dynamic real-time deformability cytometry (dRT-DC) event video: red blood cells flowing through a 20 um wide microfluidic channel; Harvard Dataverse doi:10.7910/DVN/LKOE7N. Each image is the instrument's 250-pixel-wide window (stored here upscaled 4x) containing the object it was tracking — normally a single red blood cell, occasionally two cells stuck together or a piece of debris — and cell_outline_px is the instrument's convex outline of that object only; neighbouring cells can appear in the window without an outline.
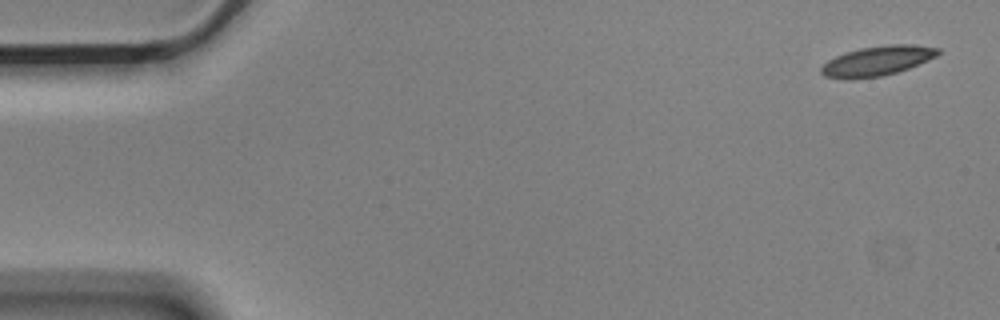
{"species": "Egyptian fruit bat (a non-hibernating species)", "species_latin": "Rousettus aegyptiacus", "temperature_condition": "cold", "stored_images_in_passage": 5, "camera_frame_rate_fps": 3000, "um_per_image_px": 0.085, "animal": {"sex": "male"}, "frame": {"image": 1, "passage_image": 1, "time_ms": 0.0, "image_size_px": [1000, 320], "cell_outline_px": [[940, 52], [936, 56], [928, 60], [908, 68], [896, 72], [880, 76], [848, 80], [824, 76], [820, 72], [820, 68], [828, 60], [836, 56], [860, 48], [888, 44], [916, 44], [940, 48]], "centroid_in_image_um": [74.56, 5.17], "position_along_channel_um": 10.4, "area_um2": 20.23}}
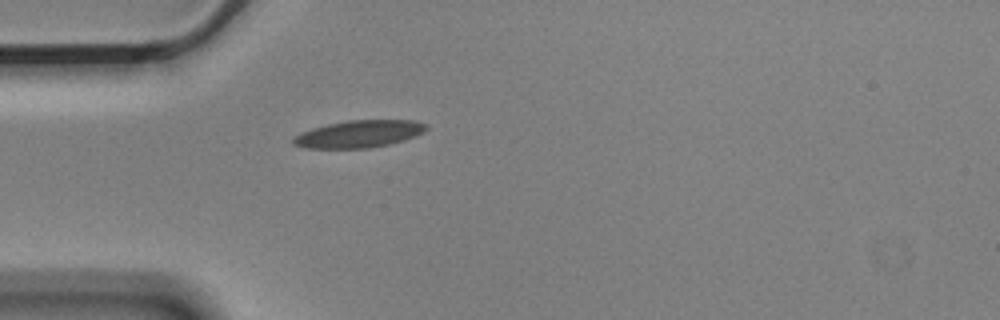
{"frame": {"image": 2, "passage_image": 5, "time_ms": 1.333, "image_size_px": [1000, 320], "cell_outline_px": [[428, 128], [424, 132], [416, 136], [404, 140], [388, 144], [368, 148], [308, 148], [292, 144], [292, 136], [300, 132], [312, 128], [328, 124], [348, 120], [416, 120], [428, 124]], "centroid_in_image_um": [30.52, 11.38], "position_along_channel_um": 54.5, "area_um2": 21.27}}